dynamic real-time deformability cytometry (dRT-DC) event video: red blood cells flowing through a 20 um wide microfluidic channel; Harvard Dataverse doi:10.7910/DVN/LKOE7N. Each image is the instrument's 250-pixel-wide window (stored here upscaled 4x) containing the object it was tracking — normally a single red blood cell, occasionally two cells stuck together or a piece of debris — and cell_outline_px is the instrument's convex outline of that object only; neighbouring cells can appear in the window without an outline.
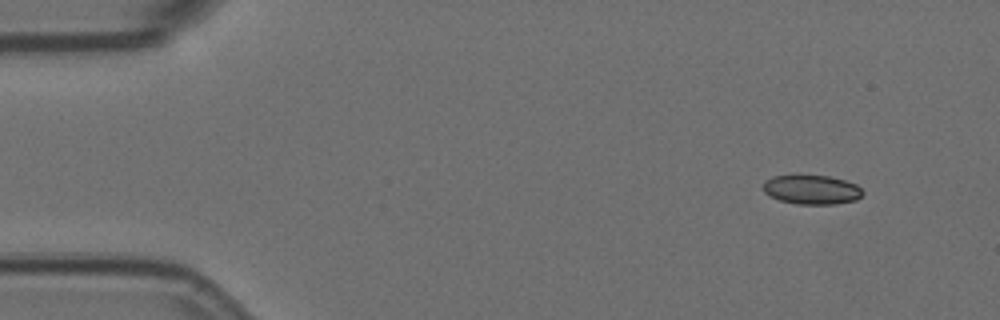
{"species": "Egyptian fruit bat (a non-hibernating species)", "species_latin": "Rousettus aegyptiacus", "temperature_condition": "room temperature", "stored_images_in_passage": 13, "camera_frame_rate_fps": 3000, "um_per_image_px": 0.085, "animal": {"sex": "female"}, "frame": {"image": 1, "passage_image": 1, "time_ms": 0.0, "image_size_px": [1000, 320], "cell_outline_px": [[864, 192], [856, 200], [836, 204], [796, 204], [780, 200], [764, 192], [764, 180], [772, 176], [828, 176], [844, 180], [856, 184]], "centroid_in_image_um": [69.0, 16.13], "position_along_channel_um": 16.0, "area_um2": 16.76}}
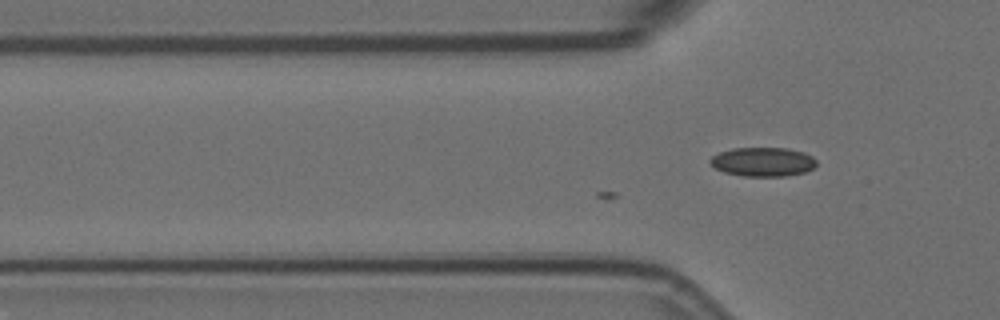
{"frame": {"image": 2, "passage_image": 13, "time_ms": 4.0, "image_size_px": [1000, 320], "cell_outline_px": [[816, 164], [812, 168], [804, 172], [784, 176], [744, 176], [724, 172], [716, 168], [708, 160], [712, 156], [720, 152], [732, 148], [788, 148], [804, 152], [812, 156], [816, 160]], "centroid_in_image_um": [64.84, 13.75], "position_along_channel_um": 61.0, "area_um2": 17.92}}